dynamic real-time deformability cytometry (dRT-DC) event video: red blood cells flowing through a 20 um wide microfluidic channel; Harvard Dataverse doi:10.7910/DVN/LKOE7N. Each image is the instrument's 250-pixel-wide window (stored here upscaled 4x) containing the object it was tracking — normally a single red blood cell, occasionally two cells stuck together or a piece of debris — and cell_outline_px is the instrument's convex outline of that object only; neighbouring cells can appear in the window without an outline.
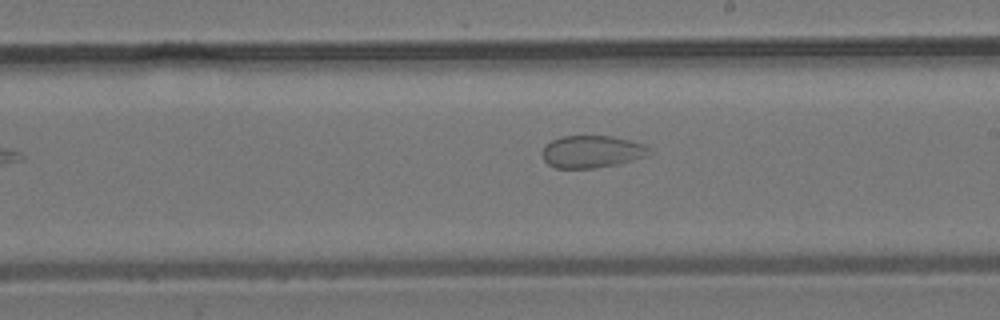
{"species": "common noctule bat (a hibernating species)", "species_latin": "Nyctalus noctula", "temperature_condition": "room temperature", "stored_images_in_passage": 8, "segment_of_instrument_passage": [2, 2], "camera_frame_rate_fps": 3000, "um_per_image_px": 0.085, "animal": {"sex": "male", "body_mass_g": 19.2, "forearm_length_mm": 51.8}, "frame": {"image": 1, "passage_image": 8, "time_ms": 8.0, "image_size_px": [1000, 320], "cell_outline_px": [[648, 156], [616, 164], [596, 168], [556, 168], [548, 164], [544, 160], [540, 152], [544, 144], [552, 140], [564, 136], [612, 136], [644, 144], [648, 148]], "centroid_in_image_um": [50.24, 12.89], "position_along_channel_um": 238.8, "area_um2": 20.11}}